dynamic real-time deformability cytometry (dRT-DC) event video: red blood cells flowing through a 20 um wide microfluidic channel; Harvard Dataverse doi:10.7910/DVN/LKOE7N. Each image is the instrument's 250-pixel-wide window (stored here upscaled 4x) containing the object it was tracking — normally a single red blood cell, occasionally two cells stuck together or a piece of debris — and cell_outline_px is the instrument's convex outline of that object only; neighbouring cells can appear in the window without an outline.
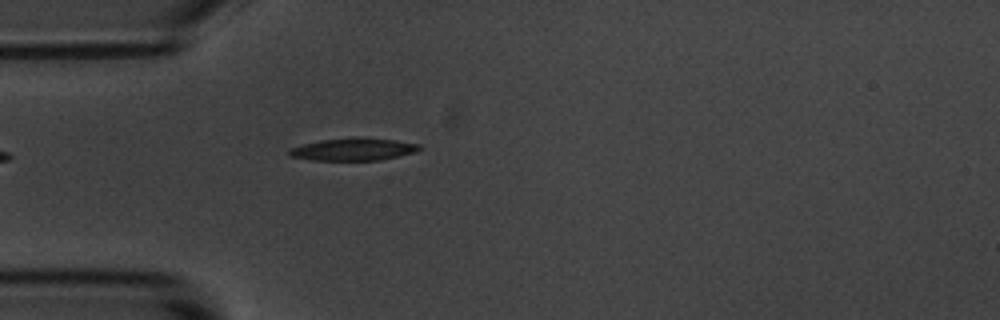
{"species": "common noctule bat (a hibernating species)", "species_latin": "Nyctalus noctula", "temperature_condition": "room temperature", "stored_images_in_passage": 5, "camera_frame_rate_fps": 3000, "um_per_image_px": 0.085, "animal": {"sex": "male", "body_mass_g": 20.1, "forearm_length_mm": 53.5}, "frame": {"image": 1, "passage_image": 5, "time_ms": 4.667, "image_size_px": [1000, 320], "cell_outline_px": [[420, 148], [416, 152], [380, 160], [312, 160], [288, 156], [288, 148], [320, 140], [356, 136], [396, 140], [420, 144]], "centroid_in_image_um": [30.01, 12.68], "position_along_channel_um": 55.0, "area_um2": 17.22}}